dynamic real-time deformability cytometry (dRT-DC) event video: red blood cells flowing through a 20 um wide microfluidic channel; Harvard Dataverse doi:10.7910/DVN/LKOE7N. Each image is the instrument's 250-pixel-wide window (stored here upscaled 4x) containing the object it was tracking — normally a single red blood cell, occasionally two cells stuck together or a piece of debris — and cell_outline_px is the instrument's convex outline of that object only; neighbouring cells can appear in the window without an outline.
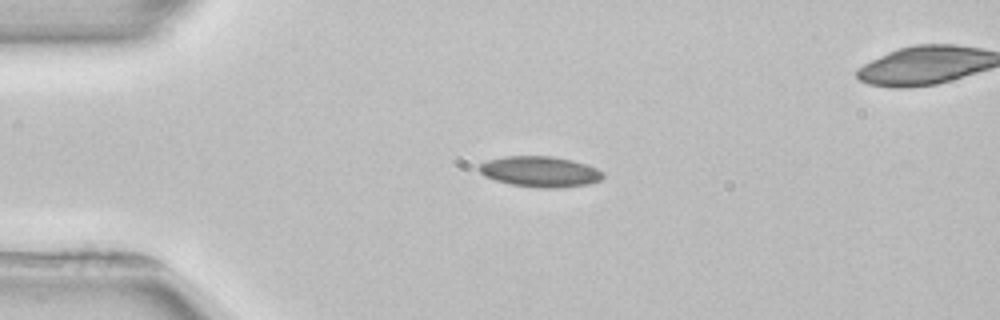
{"species": "common noctule bat (a hibernating species)", "species_latin": "Nyctalus noctula", "temperature_condition": "room temperature", "stored_images_in_passage": 4, "camera_frame_rate_fps": 3000, "um_per_image_px": 0.085, "animal": {"sex": "female", "body_mass_g": 22.7, "forearm_length_mm": 54.2}, "frame": {"image": 1, "passage_image": 2, "time_ms": 2.667, "image_size_px": [1000, 320], "cell_outline_px": [[604, 176], [600, 180], [588, 184], [556, 188], [540, 188], [512, 184], [496, 180], [484, 176], [476, 168], [480, 164], [488, 160], [504, 156], [552, 156], [572, 160], [596, 168], [604, 172]], "centroid_in_image_um": [45.89, 14.58], "position_along_channel_um": 39.1, "area_um2": 22.08}}